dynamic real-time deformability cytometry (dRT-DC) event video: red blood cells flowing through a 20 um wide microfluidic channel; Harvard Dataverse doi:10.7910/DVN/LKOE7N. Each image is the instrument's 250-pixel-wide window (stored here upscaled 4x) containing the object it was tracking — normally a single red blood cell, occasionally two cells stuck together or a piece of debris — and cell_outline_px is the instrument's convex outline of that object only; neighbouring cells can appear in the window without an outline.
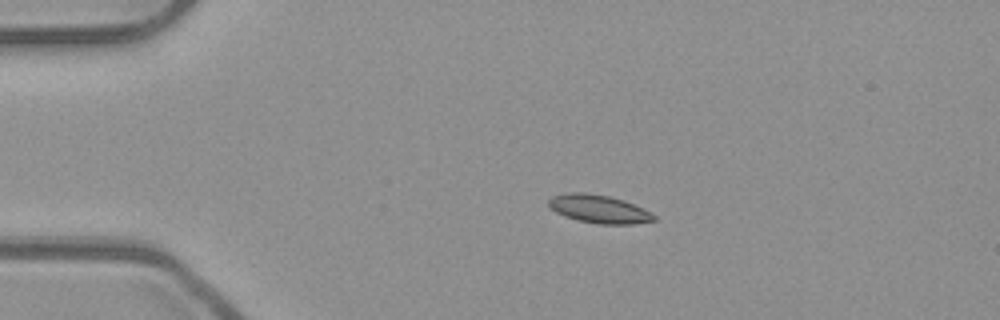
{"species": "common noctule bat (a hibernating species)", "species_latin": "Nyctalus noctula", "temperature_condition": "room temperature", "stored_images_in_passage": 43, "camera_frame_rate_fps": 3000, "um_per_image_px": 0.085, "animal": {"sex": "male", "body_mass_g": 23.1, "forearm_length_mm": 52.7}, "frame": {"image": 1, "passage_image": 1, "time_ms": 0.0, "image_size_px": [1000, 320], "cell_outline_px": [[656, 220], [636, 224], [596, 224], [576, 220], [564, 216], [556, 212], [548, 204], [548, 200], [552, 196], [568, 192], [584, 192], [608, 196], [624, 200], [644, 208], [656, 216]], "centroid_in_image_um": [50.92, 17.77], "position_along_channel_um": 34.1, "area_um2": 17.46}}
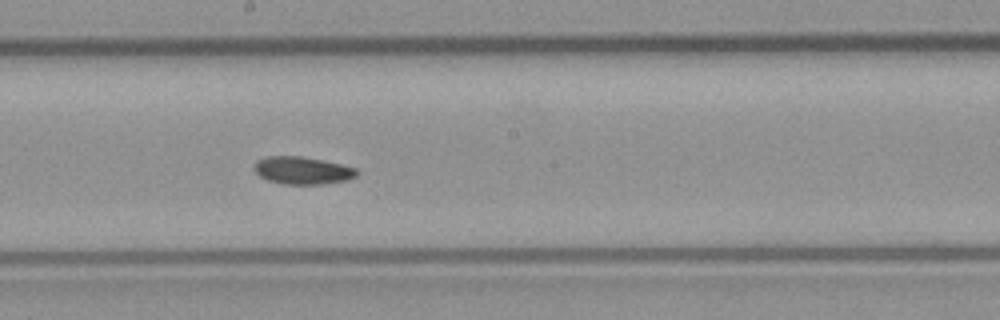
{"frame": {"image": 2, "passage_image": 19, "time_ms": 6.0, "image_size_px": [1000, 320], "cell_outline_px": [[360, 172], [356, 176], [348, 180], [324, 184], [284, 184], [268, 180], [260, 176], [252, 168], [256, 160], [268, 156], [300, 156], [340, 164], [356, 168]], "centroid_in_image_um": [25.7, 14.49], "position_along_channel_um": 222.5, "area_um2": 16.47}}
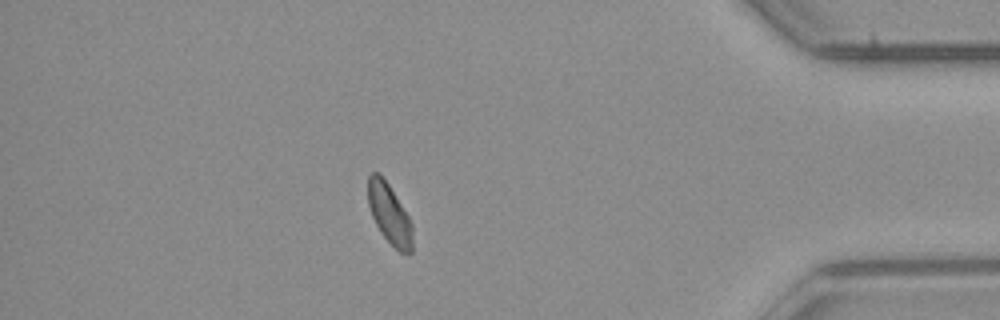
{"frame": {"image": 3, "passage_image": 36, "time_ms": 11.667, "image_size_px": [1000, 320], "cell_outline_px": [[412, 252], [408, 256], [400, 252], [380, 232], [372, 216], [368, 204], [368, 176], [372, 172], [376, 172], [388, 184], [408, 216], [412, 224]], "centroid_in_image_um": [33.1, 18.22], "position_along_channel_um": 402.1, "area_um2": 15.32}, "authors_computed_cell_mechanics": {"area_um2": 16.4152, "velocity_mm_per_s": 3.9153, "shape_relaxation_time_tau1_ms": 8.1657, "shape_relaxation_time_tau2_ms": 4.0873, "deformation_change_tau1": 0.1134, "deformation_change_tau2": 0.0696}}